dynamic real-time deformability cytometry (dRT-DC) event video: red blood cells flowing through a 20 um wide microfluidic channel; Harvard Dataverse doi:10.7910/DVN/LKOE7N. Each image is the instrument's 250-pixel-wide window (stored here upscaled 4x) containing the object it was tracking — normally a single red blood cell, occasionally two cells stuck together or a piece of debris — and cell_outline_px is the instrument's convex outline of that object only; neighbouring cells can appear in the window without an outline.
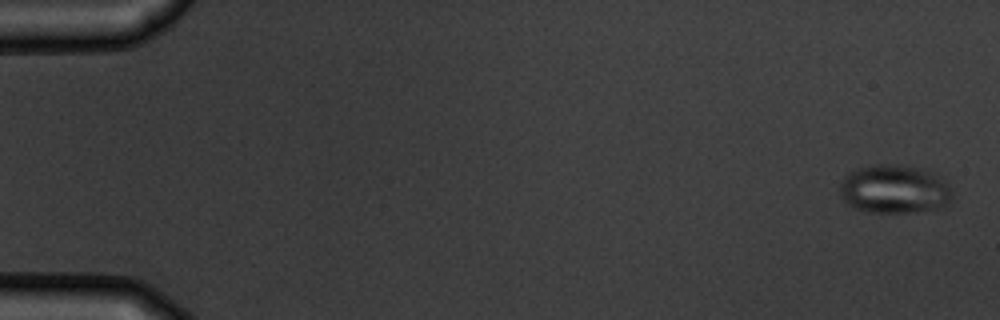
{"species": "common noctule bat (a hibernating species)", "species_latin": "Nyctalus noctula", "temperature_condition": "warm", "stored_images_in_passage": 7, "camera_frame_rate_fps": 3000, "um_per_image_px": 0.085, "animal": {"sex": "male", "body_mass_g": 19.5, "forearm_length_mm": 54.6}, "frame": {"image": 1, "passage_image": 1, "time_ms": 0.0, "image_size_px": [1000, 320], "cell_outline_px": [[952, 200], [944, 208], [912, 212], [868, 212], [856, 208], [848, 204], [840, 196], [840, 184], [844, 176], [848, 172], [856, 168], [876, 164], [896, 164], [924, 168], [936, 172], [948, 184], [952, 192]], "centroid_in_image_um": [76.06, 16.06], "position_along_channel_um": 8.9, "area_um2": 32.48}}